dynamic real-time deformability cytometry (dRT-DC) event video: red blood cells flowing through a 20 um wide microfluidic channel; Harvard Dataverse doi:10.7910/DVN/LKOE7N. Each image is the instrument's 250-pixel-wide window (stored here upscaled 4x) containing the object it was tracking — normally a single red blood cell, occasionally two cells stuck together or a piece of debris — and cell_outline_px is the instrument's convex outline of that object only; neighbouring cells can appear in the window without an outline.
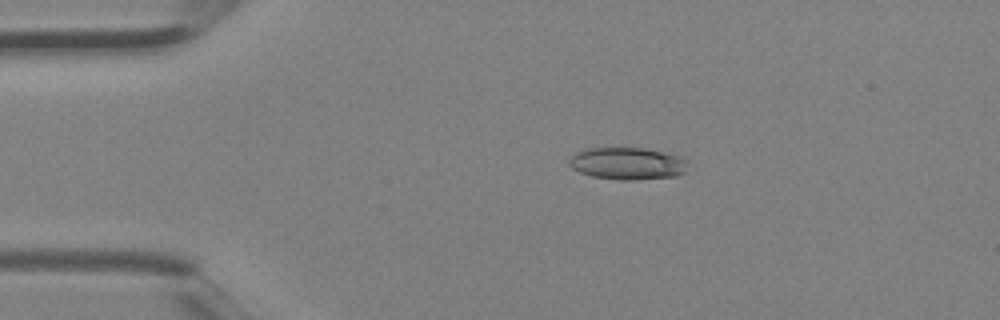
{"species": "Egyptian fruit bat (a non-hibernating species)", "species_latin": "Rousettus aegyptiacus", "temperature_condition": "room temperature", "stored_images_in_passage": 3, "camera_frame_rate_fps": 3000, "um_per_image_px": 0.085, "animal": {"sex": "female"}, "frame": {"image": 1, "passage_image": 2, "time_ms": 0.333, "image_size_px": [1000, 320], "cell_outline_px": [[688, 160], [684, 172], [676, 176], [636, 180], [620, 180], [592, 176], [580, 172], [572, 168], [568, 164], [568, 160], [576, 152], [588, 148], [644, 148], [680, 156]], "centroid_in_image_um": [53.32, 13.9], "position_along_channel_um": 31.7, "area_um2": 22.25}}